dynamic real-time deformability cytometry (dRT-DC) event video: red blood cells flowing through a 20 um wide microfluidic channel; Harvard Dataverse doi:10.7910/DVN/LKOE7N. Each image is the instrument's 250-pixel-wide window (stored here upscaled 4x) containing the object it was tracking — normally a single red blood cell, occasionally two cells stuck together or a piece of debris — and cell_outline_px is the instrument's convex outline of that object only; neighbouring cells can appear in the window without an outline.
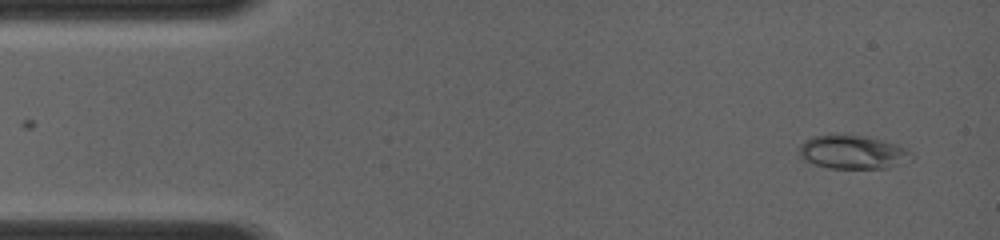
{"species": "common noctule bat (a hibernating species)", "species_latin": "Nyctalus noctula", "temperature_condition": "room temperature", "stored_images_in_passage": 10, "camera_frame_rate_fps": 4000, "um_per_image_px": 0.085, "animal": {"sex": "female", "body_mass_g": 19.0, "forearm_length_mm": 56.7}, "frame": {"image": 1, "passage_image": 1, "time_ms": 0.0, "image_size_px": [1000, 240], "cell_outline_px": [[916, 156], [912, 160], [888, 168], [828, 168], [808, 164], [800, 160], [800, 144], [804, 140], [812, 136], [864, 136], [880, 140], [904, 148], [912, 152]], "centroid_in_image_um": [72.45, 12.97], "position_along_channel_um": 12.6, "area_um2": 21.96}}
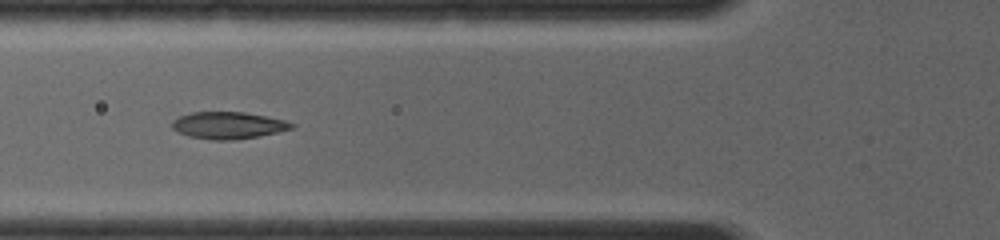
{"frame": {"image": 2, "passage_image": 9, "time_ms": 4.25, "image_size_px": [1000, 240], "cell_outline_px": [[296, 124], [292, 128], [260, 136], [236, 140], [212, 140], [188, 136], [172, 128], [172, 120], [180, 116], [192, 112], [244, 112], [284, 120]], "centroid_in_image_um": [19.38, 10.66], "position_along_channel_um": 106.4, "area_um2": 18.67}}
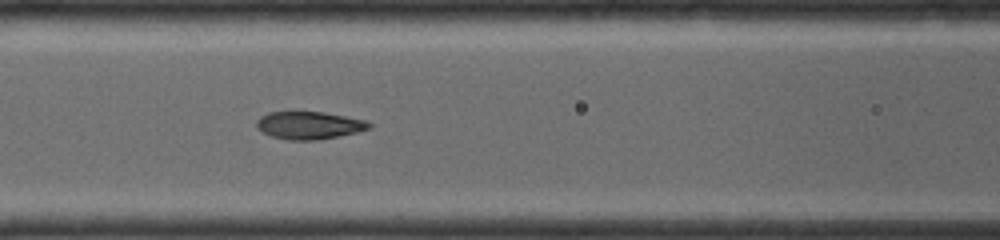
{"frame": {"image": 3, "passage_image": 10, "time_ms": 5.0, "image_size_px": [1000, 240], "cell_outline_px": [[372, 128], [340, 136], [320, 140], [288, 140], [272, 136], [256, 128], [256, 120], [260, 116], [268, 112], [324, 112], [364, 120], [372, 124]], "centroid_in_image_um": [26.27, 10.65], "position_along_channel_um": 140.3, "area_um2": 18.15}}